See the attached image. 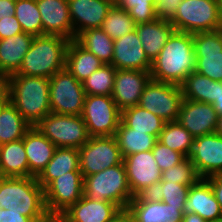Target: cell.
Wrapping results in <instances>:
<instances>
[{"label": "cell", "mask_w": 222, "mask_h": 222, "mask_svg": "<svg viewBox=\"0 0 222 222\" xmlns=\"http://www.w3.org/2000/svg\"><path fill=\"white\" fill-rule=\"evenodd\" d=\"M121 121L128 128L153 135L157 139L165 124L163 119L149 112L148 110H145L139 105L122 111Z\"/></svg>", "instance_id": "32"}, {"label": "cell", "mask_w": 222, "mask_h": 222, "mask_svg": "<svg viewBox=\"0 0 222 222\" xmlns=\"http://www.w3.org/2000/svg\"><path fill=\"white\" fill-rule=\"evenodd\" d=\"M68 43L69 40L59 36H34L16 74L50 79L65 68Z\"/></svg>", "instance_id": "4"}, {"label": "cell", "mask_w": 222, "mask_h": 222, "mask_svg": "<svg viewBox=\"0 0 222 222\" xmlns=\"http://www.w3.org/2000/svg\"><path fill=\"white\" fill-rule=\"evenodd\" d=\"M35 127L56 147L79 149L90 139L81 115L49 113Z\"/></svg>", "instance_id": "7"}, {"label": "cell", "mask_w": 222, "mask_h": 222, "mask_svg": "<svg viewBox=\"0 0 222 222\" xmlns=\"http://www.w3.org/2000/svg\"><path fill=\"white\" fill-rule=\"evenodd\" d=\"M24 33L43 35V26L36 0H16L15 14Z\"/></svg>", "instance_id": "39"}, {"label": "cell", "mask_w": 222, "mask_h": 222, "mask_svg": "<svg viewBox=\"0 0 222 222\" xmlns=\"http://www.w3.org/2000/svg\"><path fill=\"white\" fill-rule=\"evenodd\" d=\"M185 213H196L210 222L222 220V210L213 193L210 183L200 178L190 186L185 201Z\"/></svg>", "instance_id": "23"}, {"label": "cell", "mask_w": 222, "mask_h": 222, "mask_svg": "<svg viewBox=\"0 0 222 222\" xmlns=\"http://www.w3.org/2000/svg\"><path fill=\"white\" fill-rule=\"evenodd\" d=\"M157 140L188 157L192 150L194 137L178 121H170L165 122Z\"/></svg>", "instance_id": "35"}, {"label": "cell", "mask_w": 222, "mask_h": 222, "mask_svg": "<svg viewBox=\"0 0 222 222\" xmlns=\"http://www.w3.org/2000/svg\"><path fill=\"white\" fill-rule=\"evenodd\" d=\"M111 6H121L124 0H108Z\"/></svg>", "instance_id": "53"}, {"label": "cell", "mask_w": 222, "mask_h": 222, "mask_svg": "<svg viewBox=\"0 0 222 222\" xmlns=\"http://www.w3.org/2000/svg\"><path fill=\"white\" fill-rule=\"evenodd\" d=\"M16 0H0V19L15 14Z\"/></svg>", "instance_id": "47"}, {"label": "cell", "mask_w": 222, "mask_h": 222, "mask_svg": "<svg viewBox=\"0 0 222 222\" xmlns=\"http://www.w3.org/2000/svg\"><path fill=\"white\" fill-rule=\"evenodd\" d=\"M70 171H80L79 149L56 147L52 159L37 180L45 189L54 179Z\"/></svg>", "instance_id": "28"}, {"label": "cell", "mask_w": 222, "mask_h": 222, "mask_svg": "<svg viewBox=\"0 0 222 222\" xmlns=\"http://www.w3.org/2000/svg\"><path fill=\"white\" fill-rule=\"evenodd\" d=\"M0 208L20 212L33 222L51 218L37 177H0Z\"/></svg>", "instance_id": "3"}, {"label": "cell", "mask_w": 222, "mask_h": 222, "mask_svg": "<svg viewBox=\"0 0 222 222\" xmlns=\"http://www.w3.org/2000/svg\"><path fill=\"white\" fill-rule=\"evenodd\" d=\"M110 222H135L133 215L130 211L126 209H121L117 214L112 218Z\"/></svg>", "instance_id": "48"}, {"label": "cell", "mask_w": 222, "mask_h": 222, "mask_svg": "<svg viewBox=\"0 0 222 222\" xmlns=\"http://www.w3.org/2000/svg\"><path fill=\"white\" fill-rule=\"evenodd\" d=\"M195 72L214 81L222 82L221 28L213 32L193 34Z\"/></svg>", "instance_id": "13"}, {"label": "cell", "mask_w": 222, "mask_h": 222, "mask_svg": "<svg viewBox=\"0 0 222 222\" xmlns=\"http://www.w3.org/2000/svg\"><path fill=\"white\" fill-rule=\"evenodd\" d=\"M182 100L180 85L150 79L138 105L165 122H170L177 121Z\"/></svg>", "instance_id": "10"}, {"label": "cell", "mask_w": 222, "mask_h": 222, "mask_svg": "<svg viewBox=\"0 0 222 222\" xmlns=\"http://www.w3.org/2000/svg\"><path fill=\"white\" fill-rule=\"evenodd\" d=\"M28 160L29 177H38L52 159L56 146L35 126L23 138Z\"/></svg>", "instance_id": "24"}, {"label": "cell", "mask_w": 222, "mask_h": 222, "mask_svg": "<svg viewBox=\"0 0 222 222\" xmlns=\"http://www.w3.org/2000/svg\"><path fill=\"white\" fill-rule=\"evenodd\" d=\"M49 80L51 113L81 115L86 98L82 83L66 67L55 73Z\"/></svg>", "instance_id": "8"}, {"label": "cell", "mask_w": 222, "mask_h": 222, "mask_svg": "<svg viewBox=\"0 0 222 222\" xmlns=\"http://www.w3.org/2000/svg\"><path fill=\"white\" fill-rule=\"evenodd\" d=\"M47 222H63V221L58 217H51Z\"/></svg>", "instance_id": "54"}, {"label": "cell", "mask_w": 222, "mask_h": 222, "mask_svg": "<svg viewBox=\"0 0 222 222\" xmlns=\"http://www.w3.org/2000/svg\"><path fill=\"white\" fill-rule=\"evenodd\" d=\"M36 4L42 20L43 35L74 40L67 0H36Z\"/></svg>", "instance_id": "19"}, {"label": "cell", "mask_w": 222, "mask_h": 222, "mask_svg": "<svg viewBox=\"0 0 222 222\" xmlns=\"http://www.w3.org/2000/svg\"><path fill=\"white\" fill-rule=\"evenodd\" d=\"M216 133L222 136V114L218 115V123L216 128Z\"/></svg>", "instance_id": "52"}, {"label": "cell", "mask_w": 222, "mask_h": 222, "mask_svg": "<svg viewBox=\"0 0 222 222\" xmlns=\"http://www.w3.org/2000/svg\"><path fill=\"white\" fill-rule=\"evenodd\" d=\"M181 0H155V17L162 21L171 22L178 10Z\"/></svg>", "instance_id": "43"}, {"label": "cell", "mask_w": 222, "mask_h": 222, "mask_svg": "<svg viewBox=\"0 0 222 222\" xmlns=\"http://www.w3.org/2000/svg\"><path fill=\"white\" fill-rule=\"evenodd\" d=\"M189 189L190 186L179 183L159 181L147 195L153 200H159L171 206H179V209L184 212Z\"/></svg>", "instance_id": "36"}, {"label": "cell", "mask_w": 222, "mask_h": 222, "mask_svg": "<svg viewBox=\"0 0 222 222\" xmlns=\"http://www.w3.org/2000/svg\"><path fill=\"white\" fill-rule=\"evenodd\" d=\"M120 210L110 201H98L83 195L58 218L63 222H110Z\"/></svg>", "instance_id": "22"}, {"label": "cell", "mask_w": 222, "mask_h": 222, "mask_svg": "<svg viewBox=\"0 0 222 222\" xmlns=\"http://www.w3.org/2000/svg\"><path fill=\"white\" fill-rule=\"evenodd\" d=\"M213 108L216 110V113L218 115L222 114V82L219 81V94H218V98H216L214 100V102L212 103Z\"/></svg>", "instance_id": "50"}, {"label": "cell", "mask_w": 222, "mask_h": 222, "mask_svg": "<svg viewBox=\"0 0 222 222\" xmlns=\"http://www.w3.org/2000/svg\"><path fill=\"white\" fill-rule=\"evenodd\" d=\"M116 68L112 64H104L82 82L86 95L111 96L115 81Z\"/></svg>", "instance_id": "37"}, {"label": "cell", "mask_w": 222, "mask_h": 222, "mask_svg": "<svg viewBox=\"0 0 222 222\" xmlns=\"http://www.w3.org/2000/svg\"><path fill=\"white\" fill-rule=\"evenodd\" d=\"M74 39L82 32L101 27L112 7L108 0H67Z\"/></svg>", "instance_id": "20"}, {"label": "cell", "mask_w": 222, "mask_h": 222, "mask_svg": "<svg viewBox=\"0 0 222 222\" xmlns=\"http://www.w3.org/2000/svg\"><path fill=\"white\" fill-rule=\"evenodd\" d=\"M81 171H70L54 179L44 189L45 206L51 217H59L84 195Z\"/></svg>", "instance_id": "12"}, {"label": "cell", "mask_w": 222, "mask_h": 222, "mask_svg": "<svg viewBox=\"0 0 222 222\" xmlns=\"http://www.w3.org/2000/svg\"><path fill=\"white\" fill-rule=\"evenodd\" d=\"M33 39L34 35L22 32L0 40V73L10 76L19 71Z\"/></svg>", "instance_id": "25"}, {"label": "cell", "mask_w": 222, "mask_h": 222, "mask_svg": "<svg viewBox=\"0 0 222 222\" xmlns=\"http://www.w3.org/2000/svg\"><path fill=\"white\" fill-rule=\"evenodd\" d=\"M193 34L174 31L152 61L151 79L181 85L195 71Z\"/></svg>", "instance_id": "1"}, {"label": "cell", "mask_w": 222, "mask_h": 222, "mask_svg": "<svg viewBox=\"0 0 222 222\" xmlns=\"http://www.w3.org/2000/svg\"><path fill=\"white\" fill-rule=\"evenodd\" d=\"M177 121L196 138L216 132L218 114L212 104L183 98Z\"/></svg>", "instance_id": "16"}, {"label": "cell", "mask_w": 222, "mask_h": 222, "mask_svg": "<svg viewBox=\"0 0 222 222\" xmlns=\"http://www.w3.org/2000/svg\"><path fill=\"white\" fill-rule=\"evenodd\" d=\"M182 222H210L208 220L203 219L196 213H185L183 214Z\"/></svg>", "instance_id": "51"}, {"label": "cell", "mask_w": 222, "mask_h": 222, "mask_svg": "<svg viewBox=\"0 0 222 222\" xmlns=\"http://www.w3.org/2000/svg\"><path fill=\"white\" fill-rule=\"evenodd\" d=\"M136 32L145 55L152 62L167 43L171 34L175 31L174 26L167 21L156 19L149 23L137 24Z\"/></svg>", "instance_id": "26"}, {"label": "cell", "mask_w": 222, "mask_h": 222, "mask_svg": "<svg viewBox=\"0 0 222 222\" xmlns=\"http://www.w3.org/2000/svg\"><path fill=\"white\" fill-rule=\"evenodd\" d=\"M135 27L133 18L124 8L112 6L100 28L109 37L116 40L134 30Z\"/></svg>", "instance_id": "38"}, {"label": "cell", "mask_w": 222, "mask_h": 222, "mask_svg": "<svg viewBox=\"0 0 222 222\" xmlns=\"http://www.w3.org/2000/svg\"><path fill=\"white\" fill-rule=\"evenodd\" d=\"M105 63L83 48L75 39L69 41L66 49L65 67L79 81L86 80Z\"/></svg>", "instance_id": "27"}, {"label": "cell", "mask_w": 222, "mask_h": 222, "mask_svg": "<svg viewBox=\"0 0 222 222\" xmlns=\"http://www.w3.org/2000/svg\"><path fill=\"white\" fill-rule=\"evenodd\" d=\"M154 6L155 0H124L120 7L129 13L137 25L156 20Z\"/></svg>", "instance_id": "41"}, {"label": "cell", "mask_w": 222, "mask_h": 222, "mask_svg": "<svg viewBox=\"0 0 222 222\" xmlns=\"http://www.w3.org/2000/svg\"><path fill=\"white\" fill-rule=\"evenodd\" d=\"M122 162L123 157L115 136L90 137L79 148V165L83 177L98 173Z\"/></svg>", "instance_id": "11"}, {"label": "cell", "mask_w": 222, "mask_h": 222, "mask_svg": "<svg viewBox=\"0 0 222 222\" xmlns=\"http://www.w3.org/2000/svg\"><path fill=\"white\" fill-rule=\"evenodd\" d=\"M123 163L133 196L147 194L161 181L162 171L153 157L152 150L126 156Z\"/></svg>", "instance_id": "14"}, {"label": "cell", "mask_w": 222, "mask_h": 222, "mask_svg": "<svg viewBox=\"0 0 222 222\" xmlns=\"http://www.w3.org/2000/svg\"><path fill=\"white\" fill-rule=\"evenodd\" d=\"M175 31L213 32L222 27V0H181L174 19Z\"/></svg>", "instance_id": "6"}, {"label": "cell", "mask_w": 222, "mask_h": 222, "mask_svg": "<svg viewBox=\"0 0 222 222\" xmlns=\"http://www.w3.org/2000/svg\"><path fill=\"white\" fill-rule=\"evenodd\" d=\"M81 117L90 137L115 136L121 111L111 96L86 95Z\"/></svg>", "instance_id": "9"}, {"label": "cell", "mask_w": 222, "mask_h": 222, "mask_svg": "<svg viewBox=\"0 0 222 222\" xmlns=\"http://www.w3.org/2000/svg\"><path fill=\"white\" fill-rule=\"evenodd\" d=\"M199 179L200 176L188 157L177 165L162 171L161 174V181L175 182L186 186L194 185Z\"/></svg>", "instance_id": "40"}, {"label": "cell", "mask_w": 222, "mask_h": 222, "mask_svg": "<svg viewBox=\"0 0 222 222\" xmlns=\"http://www.w3.org/2000/svg\"><path fill=\"white\" fill-rule=\"evenodd\" d=\"M184 99L212 104L219 94V81L197 72L190 73L180 85Z\"/></svg>", "instance_id": "31"}, {"label": "cell", "mask_w": 222, "mask_h": 222, "mask_svg": "<svg viewBox=\"0 0 222 222\" xmlns=\"http://www.w3.org/2000/svg\"><path fill=\"white\" fill-rule=\"evenodd\" d=\"M0 222H33L29 217L22 215L20 212H14L10 209L0 208Z\"/></svg>", "instance_id": "45"}, {"label": "cell", "mask_w": 222, "mask_h": 222, "mask_svg": "<svg viewBox=\"0 0 222 222\" xmlns=\"http://www.w3.org/2000/svg\"><path fill=\"white\" fill-rule=\"evenodd\" d=\"M0 177H29L23 139L0 145Z\"/></svg>", "instance_id": "29"}, {"label": "cell", "mask_w": 222, "mask_h": 222, "mask_svg": "<svg viewBox=\"0 0 222 222\" xmlns=\"http://www.w3.org/2000/svg\"><path fill=\"white\" fill-rule=\"evenodd\" d=\"M152 152L153 157L161 171L167 170L170 167L177 165L186 158L183 154L170 149L158 140L156 141Z\"/></svg>", "instance_id": "42"}, {"label": "cell", "mask_w": 222, "mask_h": 222, "mask_svg": "<svg viewBox=\"0 0 222 222\" xmlns=\"http://www.w3.org/2000/svg\"><path fill=\"white\" fill-rule=\"evenodd\" d=\"M150 79L149 71L116 70L111 97L121 112L138 105L144 87Z\"/></svg>", "instance_id": "17"}, {"label": "cell", "mask_w": 222, "mask_h": 222, "mask_svg": "<svg viewBox=\"0 0 222 222\" xmlns=\"http://www.w3.org/2000/svg\"><path fill=\"white\" fill-rule=\"evenodd\" d=\"M188 158L200 178L222 174V136L215 132L194 138Z\"/></svg>", "instance_id": "15"}, {"label": "cell", "mask_w": 222, "mask_h": 222, "mask_svg": "<svg viewBox=\"0 0 222 222\" xmlns=\"http://www.w3.org/2000/svg\"><path fill=\"white\" fill-rule=\"evenodd\" d=\"M31 127L8 100L0 105V145L23 139Z\"/></svg>", "instance_id": "30"}, {"label": "cell", "mask_w": 222, "mask_h": 222, "mask_svg": "<svg viewBox=\"0 0 222 222\" xmlns=\"http://www.w3.org/2000/svg\"><path fill=\"white\" fill-rule=\"evenodd\" d=\"M111 64L117 70L151 71L152 62L145 55L136 29L114 40Z\"/></svg>", "instance_id": "18"}, {"label": "cell", "mask_w": 222, "mask_h": 222, "mask_svg": "<svg viewBox=\"0 0 222 222\" xmlns=\"http://www.w3.org/2000/svg\"><path fill=\"white\" fill-rule=\"evenodd\" d=\"M115 137L123 158L142 151H150L157 141L155 136L128 128L122 121Z\"/></svg>", "instance_id": "33"}, {"label": "cell", "mask_w": 222, "mask_h": 222, "mask_svg": "<svg viewBox=\"0 0 222 222\" xmlns=\"http://www.w3.org/2000/svg\"><path fill=\"white\" fill-rule=\"evenodd\" d=\"M20 23L15 15L0 19V40L22 33Z\"/></svg>", "instance_id": "44"}, {"label": "cell", "mask_w": 222, "mask_h": 222, "mask_svg": "<svg viewBox=\"0 0 222 222\" xmlns=\"http://www.w3.org/2000/svg\"><path fill=\"white\" fill-rule=\"evenodd\" d=\"M75 40L86 50L93 53L105 64H111L114 52V40L100 27L85 30Z\"/></svg>", "instance_id": "34"}, {"label": "cell", "mask_w": 222, "mask_h": 222, "mask_svg": "<svg viewBox=\"0 0 222 222\" xmlns=\"http://www.w3.org/2000/svg\"><path fill=\"white\" fill-rule=\"evenodd\" d=\"M205 179L210 183L216 200L219 202L222 210V174L213 175Z\"/></svg>", "instance_id": "46"}, {"label": "cell", "mask_w": 222, "mask_h": 222, "mask_svg": "<svg viewBox=\"0 0 222 222\" xmlns=\"http://www.w3.org/2000/svg\"><path fill=\"white\" fill-rule=\"evenodd\" d=\"M127 209L135 222H182L184 214L179 206L153 200L147 194L134 196Z\"/></svg>", "instance_id": "21"}, {"label": "cell", "mask_w": 222, "mask_h": 222, "mask_svg": "<svg viewBox=\"0 0 222 222\" xmlns=\"http://www.w3.org/2000/svg\"><path fill=\"white\" fill-rule=\"evenodd\" d=\"M8 93V76L0 73V103L7 100Z\"/></svg>", "instance_id": "49"}, {"label": "cell", "mask_w": 222, "mask_h": 222, "mask_svg": "<svg viewBox=\"0 0 222 222\" xmlns=\"http://www.w3.org/2000/svg\"><path fill=\"white\" fill-rule=\"evenodd\" d=\"M49 90L48 78L16 73L8 76L7 100L32 127L51 113Z\"/></svg>", "instance_id": "2"}, {"label": "cell", "mask_w": 222, "mask_h": 222, "mask_svg": "<svg viewBox=\"0 0 222 222\" xmlns=\"http://www.w3.org/2000/svg\"><path fill=\"white\" fill-rule=\"evenodd\" d=\"M84 195L98 201H110L126 209L134 198L124 163L84 177Z\"/></svg>", "instance_id": "5"}]
</instances>
